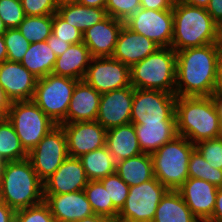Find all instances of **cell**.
<instances>
[{"mask_svg": "<svg viewBox=\"0 0 222 222\" xmlns=\"http://www.w3.org/2000/svg\"><path fill=\"white\" fill-rule=\"evenodd\" d=\"M214 92H222V47H218L217 66H216V84Z\"/></svg>", "mask_w": 222, "mask_h": 222, "instance_id": "48", "label": "cell"}, {"mask_svg": "<svg viewBox=\"0 0 222 222\" xmlns=\"http://www.w3.org/2000/svg\"><path fill=\"white\" fill-rule=\"evenodd\" d=\"M195 145L177 135L151 154L154 176L168 190H178L188 177V164Z\"/></svg>", "mask_w": 222, "mask_h": 222, "instance_id": "6", "label": "cell"}, {"mask_svg": "<svg viewBox=\"0 0 222 222\" xmlns=\"http://www.w3.org/2000/svg\"><path fill=\"white\" fill-rule=\"evenodd\" d=\"M177 191L201 222L212 217L218 191L216 186L205 180L188 178Z\"/></svg>", "mask_w": 222, "mask_h": 222, "instance_id": "17", "label": "cell"}, {"mask_svg": "<svg viewBox=\"0 0 222 222\" xmlns=\"http://www.w3.org/2000/svg\"><path fill=\"white\" fill-rule=\"evenodd\" d=\"M26 16L53 15L58 10L55 0H20Z\"/></svg>", "mask_w": 222, "mask_h": 222, "instance_id": "42", "label": "cell"}, {"mask_svg": "<svg viewBox=\"0 0 222 222\" xmlns=\"http://www.w3.org/2000/svg\"><path fill=\"white\" fill-rule=\"evenodd\" d=\"M57 13L82 33L108 16L104 8L88 7L78 2L58 6Z\"/></svg>", "mask_w": 222, "mask_h": 222, "instance_id": "28", "label": "cell"}, {"mask_svg": "<svg viewBox=\"0 0 222 222\" xmlns=\"http://www.w3.org/2000/svg\"><path fill=\"white\" fill-rule=\"evenodd\" d=\"M7 30V27L3 23V20L0 18V35H3Z\"/></svg>", "mask_w": 222, "mask_h": 222, "instance_id": "58", "label": "cell"}, {"mask_svg": "<svg viewBox=\"0 0 222 222\" xmlns=\"http://www.w3.org/2000/svg\"><path fill=\"white\" fill-rule=\"evenodd\" d=\"M6 118L27 152L57 126L33 100L11 102Z\"/></svg>", "mask_w": 222, "mask_h": 222, "instance_id": "7", "label": "cell"}, {"mask_svg": "<svg viewBox=\"0 0 222 222\" xmlns=\"http://www.w3.org/2000/svg\"><path fill=\"white\" fill-rule=\"evenodd\" d=\"M217 43L176 52V96H211L216 84Z\"/></svg>", "mask_w": 222, "mask_h": 222, "instance_id": "1", "label": "cell"}, {"mask_svg": "<svg viewBox=\"0 0 222 222\" xmlns=\"http://www.w3.org/2000/svg\"><path fill=\"white\" fill-rule=\"evenodd\" d=\"M214 104L216 106L217 112H218V116L220 118V122L222 125V92H214L211 95Z\"/></svg>", "mask_w": 222, "mask_h": 222, "instance_id": "50", "label": "cell"}, {"mask_svg": "<svg viewBox=\"0 0 222 222\" xmlns=\"http://www.w3.org/2000/svg\"><path fill=\"white\" fill-rule=\"evenodd\" d=\"M0 156L7 162L20 161L28 157V152L6 117L0 118Z\"/></svg>", "mask_w": 222, "mask_h": 222, "instance_id": "31", "label": "cell"}, {"mask_svg": "<svg viewBox=\"0 0 222 222\" xmlns=\"http://www.w3.org/2000/svg\"><path fill=\"white\" fill-rule=\"evenodd\" d=\"M77 82L50 73L37 80L32 100L54 123L61 125L66 123V114Z\"/></svg>", "mask_w": 222, "mask_h": 222, "instance_id": "8", "label": "cell"}, {"mask_svg": "<svg viewBox=\"0 0 222 222\" xmlns=\"http://www.w3.org/2000/svg\"><path fill=\"white\" fill-rule=\"evenodd\" d=\"M15 222H56L45 201L15 212Z\"/></svg>", "mask_w": 222, "mask_h": 222, "instance_id": "37", "label": "cell"}, {"mask_svg": "<svg viewBox=\"0 0 222 222\" xmlns=\"http://www.w3.org/2000/svg\"><path fill=\"white\" fill-rule=\"evenodd\" d=\"M101 94L84 80H79L73 90L66 123L95 121L98 115Z\"/></svg>", "mask_w": 222, "mask_h": 222, "instance_id": "22", "label": "cell"}, {"mask_svg": "<svg viewBox=\"0 0 222 222\" xmlns=\"http://www.w3.org/2000/svg\"><path fill=\"white\" fill-rule=\"evenodd\" d=\"M56 222H75L94 214L84 190L66 194H44Z\"/></svg>", "mask_w": 222, "mask_h": 222, "instance_id": "19", "label": "cell"}, {"mask_svg": "<svg viewBox=\"0 0 222 222\" xmlns=\"http://www.w3.org/2000/svg\"><path fill=\"white\" fill-rule=\"evenodd\" d=\"M159 46L152 40L140 35L125 24L123 25L112 58L131 67L154 53Z\"/></svg>", "mask_w": 222, "mask_h": 222, "instance_id": "21", "label": "cell"}, {"mask_svg": "<svg viewBox=\"0 0 222 222\" xmlns=\"http://www.w3.org/2000/svg\"><path fill=\"white\" fill-rule=\"evenodd\" d=\"M79 4H82L84 6L88 7H98V8H104L106 6L107 0H78Z\"/></svg>", "mask_w": 222, "mask_h": 222, "instance_id": "52", "label": "cell"}, {"mask_svg": "<svg viewBox=\"0 0 222 222\" xmlns=\"http://www.w3.org/2000/svg\"><path fill=\"white\" fill-rule=\"evenodd\" d=\"M167 191L156 178L131 186L116 222H152L159 202Z\"/></svg>", "mask_w": 222, "mask_h": 222, "instance_id": "9", "label": "cell"}, {"mask_svg": "<svg viewBox=\"0 0 222 222\" xmlns=\"http://www.w3.org/2000/svg\"><path fill=\"white\" fill-rule=\"evenodd\" d=\"M152 222H200L177 190H168L156 209Z\"/></svg>", "mask_w": 222, "mask_h": 222, "instance_id": "27", "label": "cell"}, {"mask_svg": "<svg viewBox=\"0 0 222 222\" xmlns=\"http://www.w3.org/2000/svg\"><path fill=\"white\" fill-rule=\"evenodd\" d=\"M0 200L15 211L44 201L43 181L28 159L7 162L1 180Z\"/></svg>", "mask_w": 222, "mask_h": 222, "instance_id": "4", "label": "cell"}, {"mask_svg": "<svg viewBox=\"0 0 222 222\" xmlns=\"http://www.w3.org/2000/svg\"><path fill=\"white\" fill-rule=\"evenodd\" d=\"M66 135L68 155H81L106 145L107 130L95 121L63 123L60 125Z\"/></svg>", "mask_w": 222, "mask_h": 222, "instance_id": "14", "label": "cell"}, {"mask_svg": "<svg viewBox=\"0 0 222 222\" xmlns=\"http://www.w3.org/2000/svg\"><path fill=\"white\" fill-rule=\"evenodd\" d=\"M217 45L218 47H222V24L218 26Z\"/></svg>", "mask_w": 222, "mask_h": 222, "instance_id": "56", "label": "cell"}, {"mask_svg": "<svg viewBox=\"0 0 222 222\" xmlns=\"http://www.w3.org/2000/svg\"><path fill=\"white\" fill-rule=\"evenodd\" d=\"M125 25L132 31L152 40L159 47H171L173 37V9L137 10Z\"/></svg>", "mask_w": 222, "mask_h": 222, "instance_id": "12", "label": "cell"}, {"mask_svg": "<svg viewBox=\"0 0 222 222\" xmlns=\"http://www.w3.org/2000/svg\"><path fill=\"white\" fill-rule=\"evenodd\" d=\"M133 97L132 85L101 94L96 121L106 130L130 123Z\"/></svg>", "mask_w": 222, "mask_h": 222, "instance_id": "15", "label": "cell"}, {"mask_svg": "<svg viewBox=\"0 0 222 222\" xmlns=\"http://www.w3.org/2000/svg\"><path fill=\"white\" fill-rule=\"evenodd\" d=\"M49 47L52 51H54L55 55L58 57L59 55H62L67 48L71 45L70 43L59 39L54 34H51L48 39L46 40Z\"/></svg>", "mask_w": 222, "mask_h": 222, "instance_id": "44", "label": "cell"}, {"mask_svg": "<svg viewBox=\"0 0 222 222\" xmlns=\"http://www.w3.org/2000/svg\"><path fill=\"white\" fill-rule=\"evenodd\" d=\"M83 80L104 94L130 86V67L112 57H93Z\"/></svg>", "mask_w": 222, "mask_h": 222, "instance_id": "13", "label": "cell"}, {"mask_svg": "<svg viewBox=\"0 0 222 222\" xmlns=\"http://www.w3.org/2000/svg\"><path fill=\"white\" fill-rule=\"evenodd\" d=\"M38 78L20 62L0 64V85L10 102L32 100Z\"/></svg>", "mask_w": 222, "mask_h": 222, "instance_id": "16", "label": "cell"}, {"mask_svg": "<svg viewBox=\"0 0 222 222\" xmlns=\"http://www.w3.org/2000/svg\"><path fill=\"white\" fill-rule=\"evenodd\" d=\"M176 67V51L171 47H159L130 67V83L138 89L175 94Z\"/></svg>", "mask_w": 222, "mask_h": 222, "instance_id": "5", "label": "cell"}, {"mask_svg": "<svg viewBox=\"0 0 222 222\" xmlns=\"http://www.w3.org/2000/svg\"><path fill=\"white\" fill-rule=\"evenodd\" d=\"M134 128L140 149L147 154L156 152L178 135L176 121L134 124Z\"/></svg>", "mask_w": 222, "mask_h": 222, "instance_id": "24", "label": "cell"}, {"mask_svg": "<svg viewBox=\"0 0 222 222\" xmlns=\"http://www.w3.org/2000/svg\"><path fill=\"white\" fill-rule=\"evenodd\" d=\"M125 23L111 16L83 33V43L92 57H112L120 31Z\"/></svg>", "mask_w": 222, "mask_h": 222, "instance_id": "20", "label": "cell"}, {"mask_svg": "<svg viewBox=\"0 0 222 222\" xmlns=\"http://www.w3.org/2000/svg\"><path fill=\"white\" fill-rule=\"evenodd\" d=\"M92 58L83 42L71 44L62 55L57 57L52 73L78 81L83 80Z\"/></svg>", "mask_w": 222, "mask_h": 222, "instance_id": "23", "label": "cell"}, {"mask_svg": "<svg viewBox=\"0 0 222 222\" xmlns=\"http://www.w3.org/2000/svg\"><path fill=\"white\" fill-rule=\"evenodd\" d=\"M177 2L206 9L210 0H177Z\"/></svg>", "mask_w": 222, "mask_h": 222, "instance_id": "53", "label": "cell"}, {"mask_svg": "<svg viewBox=\"0 0 222 222\" xmlns=\"http://www.w3.org/2000/svg\"><path fill=\"white\" fill-rule=\"evenodd\" d=\"M218 25L204 8L175 1L171 48L176 52L187 48L217 43Z\"/></svg>", "mask_w": 222, "mask_h": 222, "instance_id": "3", "label": "cell"}, {"mask_svg": "<svg viewBox=\"0 0 222 222\" xmlns=\"http://www.w3.org/2000/svg\"><path fill=\"white\" fill-rule=\"evenodd\" d=\"M7 161L4 160L1 156H0V186H1V180H2V176L6 167Z\"/></svg>", "mask_w": 222, "mask_h": 222, "instance_id": "55", "label": "cell"}, {"mask_svg": "<svg viewBox=\"0 0 222 222\" xmlns=\"http://www.w3.org/2000/svg\"><path fill=\"white\" fill-rule=\"evenodd\" d=\"M56 59L47 41H42L30 43L20 63L39 79L52 73Z\"/></svg>", "mask_w": 222, "mask_h": 222, "instance_id": "29", "label": "cell"}, {"mask_svg": "<svg viewBox=\"0 0 222 222\" xmlns=\"http://www.w3.org/2000/svg\"><path fill=\"white\" fill-rule=\"evenodd\" d=\"M7 60V48L3 35H0V64Z\"/></svg>", "mask_w": 222, "mask_h": 222, "instance_id": "54", "label": "cell"}, {"mask_svg": "<svg viewBox=\"0 0 222 222\" xmlns=\"http://www.w3.org/2000/svg\"><path fill=\"white\" fill-rule=\"evenodd\" d=\"M207 222H222V187L218 188L212 217Z\"/></svg>", "mask_w": 222, "mask_h": 222, "instance_id": "46", "label": "cell"}, {"mask_svg": "<svg viewBox=\"0 0 222 222\" xmlns=\"http://www.w3.org/2000/svg\"><path fill=\"white\" fill-rule=\"evenodd\" d=\"M25 17L20 0H0V18L7 28H17Z\"/></svg>", "mask_w": 222, "mask_h": 222, "instance_id": "38", "label": "cell"}, {"mask_svg": "<svg viewBox=\"0 0 222 222\" xmlns=\"http://www.w3.org/2000/svg\"><path fill=\"white\" fill-rule=\"evenodd\" d=\"M68 156L65 132L60 125H57L28 152L27 159L38 177L44 182Z\"/></svg>", "mask_w": 222, "mask_h": 222, "instance_id": "11", "label": "cell"}, {"mask_svg": "<svg viewBox=\"0 0 222 222\" xmlns=\"http://www.w3.org/2000/svg\"><path fill=\"white\" fill-rule=\"evenodd\" d=\"M188 177L205 180L217 188L222 187V170L213 168L196 148L190 155Z\"/></svg>", "mask_w": 222, "mask_h": 222, "instance_id": "34", "label": "cell"}, {"mask_svg": "<svg viewBox=\"0 0 222 222\" xmlns=\"http://www.w3.org/2000/svg\"><path fill=\"white\" fill-rule=\"evenodd\" d=\"M176 0H140L142 9L170 10L173 9Z\"/></svg>", "mask_w": 222, "mask_h": 222, "instance_id": "43", "label": "cell"}, {"mask_svg": "<svg viewBox=\"0 0 222 222\" xmlns=\"http://www.w3.org/2000/svg\"><path fill=\"white\" fill-rule=\"evenodd\" d=\"M84 192L94 214L116 221L119 211L113 206L112 200H109V194L100 180L88 181Z\"/></svg>", "mask_w": 222, "mask_h": 222, "instance_id": "32", "label": "cell"}, {"mask_svg": "<svg viewBox=\"0 0 222 222\" xmlns=\"http://www.w3.org/2000/svg\"><path fill=\"white\" fill-rule=\"evenodd\" d=\"M177 134L194 145L222 136V125L211 96H177Z\"/></svg>", "mask_w": 222, "mask_h": 222, "instance_id": "2", "label": "cell"}, {"mask_svg": "<svg viewBox=\"0 0 222 222\" xmlns=\"http://www.w3.org/2000/svg\"><path fill=\"white\" fill-rule=\"evenodd\" d=\"M141 8L140 0H107L105 9L108 16L125 22Z\"/></svg>", "mask_w": 222, "mask_h": 222, "instance_id": "40", "label": "cell"}, {"mask_svg": "<svg viewBox=\"0 0 222 222\" xmlns=\"http://www.w3.org/2000/svg\"><path fill=\"white\" fill-rule=\"evenodd\" d=\"M106 146L116 162L143 153L133 123L107 130Z\"/></svg>", "mask_w": 222, "mask_h": 222, "instance_id": "25", "label": "cell"}, {"mask_svg": "<svg viewBox=\"0 0 222 222\" xmlns=\"http://www.w3.org/2000/svg\"><path fill=\"white\" fill-rule=\"evenodd\" d=\"M79 159L89 181L100 180L116 173V161L106 145L81 155Z\"/></svg>", "mask_w": 222, "mask_h": 222, "instance_id": "30", "label": "cell"}, {"mask_svg": "<svg viewBox=\"0 0 222 222\" xmlns=\"http://www.w3.org/2000/svg\"><path fill=\"white\" fill-rule=\"evenodd\" d=\"M3 37L7 48V60L20 62L30 46L28 40L20 33L18 28H7Z\"/></svg>", "mask_w": 222, "mask_h": 222, "instance_id": "35", "label": "cell"}, {"mask_svg": "<svg viewBox=\"0 0 222 222\" xmlns=\"http://www.w3.org/2000/svg\"><path fill=\"white\" fill-rule=\"evenodd\" d=\"M10 105L11 102L6 96L4 89L0 85V118L6 117Z\"/></svg>", "mask_w": 222, "mask_h": 222, "instance_id": "49", "label": "cell"}, {"mask_svg": "<svg viewBox=\"0 0 222 222\" xmlns=\"http://www.w3.org/2000/svg\"><path fill=\"white\" fill-rule=\"evenodd\" d=\"M75 222H116L115 220H112L108 217L92 214L88 217H85L81 220H77Z\"/></svg>", "mask_w": 222, "mask_h": 222, "instance_id": "51", "label": "cell"}, {"mask_svg": "<svg viewBox=\"0 0 222 222\" xmlns=\"http://www.w3.org/2000/svg\"><path fill=\"white\" fill-rule=\"evenodd\" d=\"M15 210L0 200V222H15Z\"/></svg>", "mask_w": 222, "mask_h": 222, "instance_id": "47", "label": "cell"}, {"mask_svg": "<svg viewBox=\"0 0 222 222\" xmlns=\"http://www.w3.org/2000/svg\"><path fill=\"white\" fill-rule=\"evenodd\" d=\"M100 181L109 194V200H112L113 206L120 211L127 199L130 186H128L117 173L102 178Z\"/></svg>", "mask_w": 222, "mask_h": 222, "instance_id": "36", "label": "cell"}, {"mask_svg": "<svg viewBox=\"0 0 222 222\" xmlns=\"http://www.w3.org/2000/svg\"><path fill=\"white\" fill-rule=\"evenodd\" d=\"M55 1H56V4L58 6H60V5H63V4H68V3H75L78 0H55Z\"/></svg>", "mask_w": 222, "mask_h": 222, "instance_id": "57", "label": "cell"}, {"mask_svg": "<svg viewBox=\"0 0 222 222\" xmlns=\"http://www.w3.org/2000/svg\"><path fill=\"white\" fill-rule=\"evenodd\" d=\"M176 98L173 93L134 88L130 123L176 121Z\"/></svg>", "mask_w": 222, "mask_h": 222, "instance_id": "10", "label": "cell"}, {"mask_svg": "<svg viewBox=\"0 0 222 222\" xmlns=\"http://www.w3.org/2000/svg\"><path fill=\"white\" fill-rule=\"evenodd\" d=\"M206 11L218 26L222 24V0H210Z\"/></svg>", "mask_w": 222, "mask_h": 222, "instance_id": "45", "label": "cell"}, {"mask_svg": "<svg viewBox=\"0 0 222 222\" xmlns=\"http://www.w3.org/2000/svg\"><path fill=\"white\" fill-rule=\"evenodd\" d=\"M79 158L68 156L61 166L44 182V194H66L84 190L88 184Z\"/></svg>", "mask_w": 222, "mask_h": 222, "instance_id": "18", "label": "cell"}, {"mask_svg": "<svg viewBox=\"0 0 222 222\" xmlns=\"http://www.w3.org/2000/svg\"><path fill=\"white\" fill-rule=\"evenodd\" d=\"M53 15L26 16L17 27L29 43L46 41L52 34Z\"/></svg>", "mask_w": 222, "mask_h": 222, "instance_id": "33", "label": "cell"}, {"mask_svg": "<svg viewBox=\"0 0 222 222\" xmlns=\"http://www.w3.org/2000/svg\"><path fill=\"white\" fill-rule=\"evenodd\" d=\"M116 173L130 187L155 178L151 154L142 153L116 162Z\"/></svg>", "mask_w": 222, "mask_h": 222, "instance_id": "26", "label": "cell"}, {"mask_svg": "<svg viewBox=\"0 0 222 222\" xmlns=\"http://www.w3.org/2000/svg\"><path fill=\"white\" fill-rule=\"evenodd\" d=\"M52 34L70 44L83 42V33L66 22L57 12L53 14Z\"/></svg>", "mask_w": 222, "mask_h": 222, "instance_id": "41", "label": "cell"}, {"mask_svg": "<svg viewBox=\"0 0 222 222\" xmlns=\"http://www.w3.org/2000/svg\"><path fill=\"white\" fill-rule=\"evenodd\" d=\"M195 148L213 168L222 170V137L198 142Z\"/></svg>", "mask_w": 222, "mask_h": 222, "instance_id": "39", "label": "cell"}]
</instances>
